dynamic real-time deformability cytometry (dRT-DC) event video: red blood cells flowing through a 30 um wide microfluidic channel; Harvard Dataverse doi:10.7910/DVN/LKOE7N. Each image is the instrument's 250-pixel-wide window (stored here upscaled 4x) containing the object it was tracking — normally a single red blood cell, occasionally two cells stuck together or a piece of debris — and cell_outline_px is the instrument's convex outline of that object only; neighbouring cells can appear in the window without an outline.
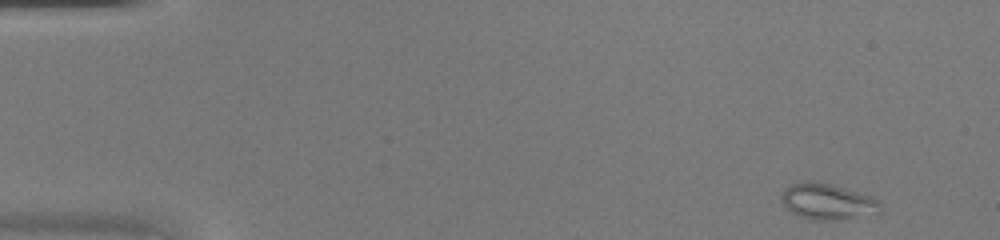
{"species": "common noctule bat (a hibernating species)", "species_latin": "Nyctalus noctula", "temperature_condition": "warm", "stored_images_in_passage": 44, "camera_frame_rate_fps": 3000, "um_per_image_px": 0.085, "animal": {"sex": "female", "body_mass_g": 20.0, "forearm_length_mm": 54.0}, "frame": {"image": 1, "passage_image": 1, "time_ms": 0.0, "image_size_px": [1000, 240], "cell_outline_px": [[880, 212], [836, 220], [808, 220], [792, 212], [784, 204], [780, 196], [784, 188], [792, 184], [808, 180], [832, 184], [872, 196], [880, 204]], "centroid_in_image_um": [70.3, 17.12], "position_along_channel_um": 14.7, "area_um2": 20.58}}
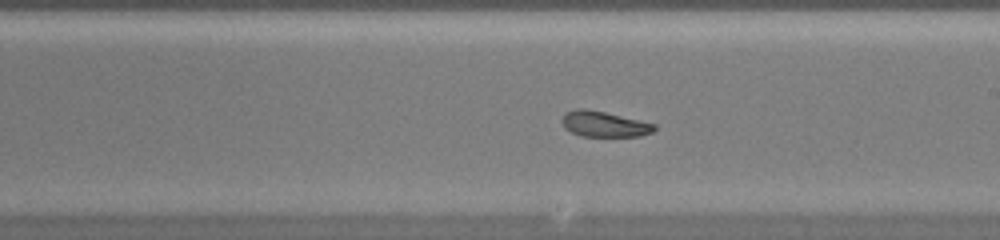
{"frame": {"image": 2, "passage_image": 25, "time_ms": 8.0, "image_size_px": [1000, 240], "cell_outline_px": [[656, 128], [652, 132], [640, 136], [580, 136], [564, 128], [560, 120], [564, 112], [580, 108], [584, 108], [604, 112], [656, 124]], "centroid_in_image_um": [51.31, 10.55], "position_along_channel_um": 237.7, "area_um2": 13.76}}
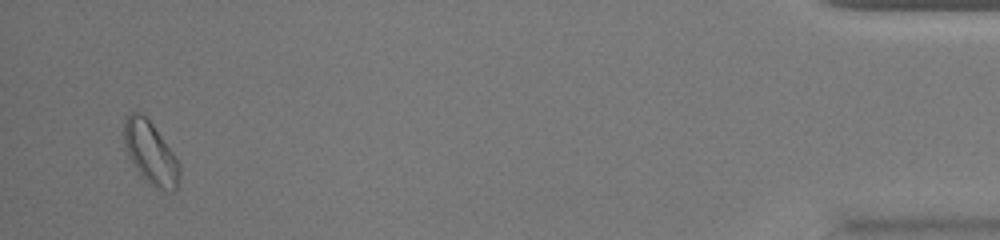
{"frame": {"image": 3, "passage_image": 43, "time_ms": 14.0, "image_size_px": [1000, 240], "cell_outline_px": [[180, 176], [176, 188], [172, 192], [160, 188], [152, 184], [136, 168], [124, 144], [124, 120], [132, 112], [140, 112], [152, 124], [172, 152], [180, 164]], "centroid_in_image_um": [12.81, 12.98], "position_along_channel_um": 422.4, "area_um2": 19.36}}